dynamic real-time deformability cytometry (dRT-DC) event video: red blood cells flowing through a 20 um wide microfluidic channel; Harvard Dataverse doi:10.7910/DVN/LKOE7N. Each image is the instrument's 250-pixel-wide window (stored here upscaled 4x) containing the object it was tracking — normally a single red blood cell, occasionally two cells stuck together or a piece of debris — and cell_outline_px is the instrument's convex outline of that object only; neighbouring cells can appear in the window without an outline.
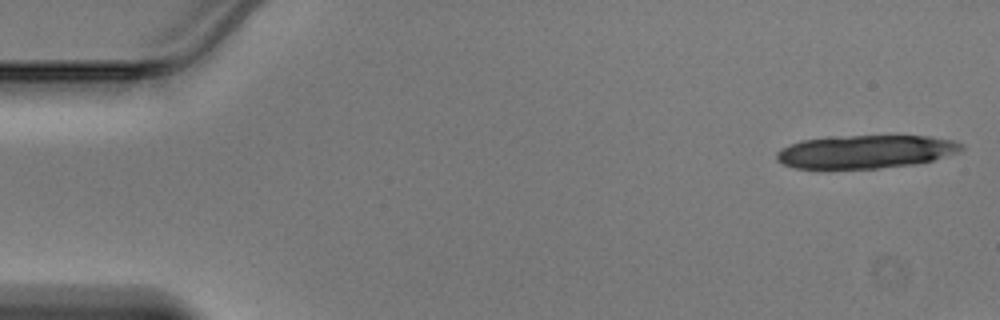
{"species": "Egyptian fruit bat (a non-hibernating species)", "species_latin": "Rousettus aegyptiacus", "temperature_condition": "warm", "stored_images_in_passage": 10, "camera_frame_rate_fps": 3000, "um_per_image_px": 0.085, "animal": {"sex": "male"}, "frame": {"image": 1, "passage_image": 1, "time_ms": 0.0, "image_size_px": [1000, 320], "cell_outline_px": [[964, 148], [960, 152], [932, 160], [916, 164], [880, 168], [792, 168], [776, 160], [776, 152], [800, 140], [828, 136], [932, 136], [952, 140], [964, 144]], "centroid_in_image_um": [73.6, 12.88], "position_along_channel_um": 11.4, "area_um2": 35.89}}